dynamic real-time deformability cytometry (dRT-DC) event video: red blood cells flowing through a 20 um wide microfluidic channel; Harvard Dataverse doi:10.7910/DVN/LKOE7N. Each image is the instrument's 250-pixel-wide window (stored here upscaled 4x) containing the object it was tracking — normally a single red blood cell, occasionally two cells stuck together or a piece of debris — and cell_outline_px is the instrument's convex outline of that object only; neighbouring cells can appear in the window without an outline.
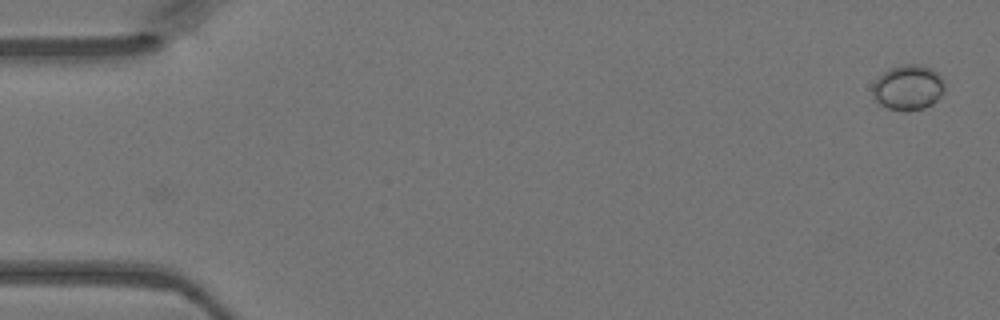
{"species": "Egyptian fruit bat (a non-hibernating species)", "species_latin": "Rousettus aegyptiacus", "temperature_condition": "warm", "stored_images_in_passage": 13, "camera_frame_rate_fps": 3000, "um_per_image_px": 0.085, "animal": {"sex": "female"}, "frame": {"image": 1, "passage_image": 1, "time_ms": 0.0, "image_size_px": [1000, 320], "cell_outline_px": [[944, 92], [932, 104], [924, 108], [908, 112], [904, 112], [888, 108], [880, 104], [876, 100], [872, 92], [872, 88], [876, 80], [888, 68], [904, 64], [916, 64], [928, 68], [936, 72], [944, 80]], "centroid_in_image_um": [77.19, 7.46], "position_along_channel_um": 7.8, "area_um2": 18.96}}
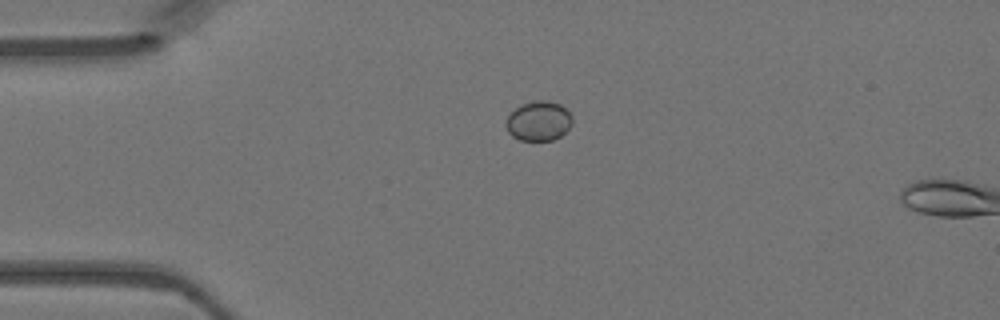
{"frame": {"image": 2, "passage_image": 11, "time_ms": 3.333, "image_size_px": [1000, 320], "cell_outline_px": [[572, 124], [560, 136], [552, 140], [520, 140], [512, 136], [508, 132], [504, 124], [508, 116], [520, 104], [536, 100], [548, 100], [560, 104], [572, 116]], "centroid_in_image_um": [45.76, 10.28], "position_along_channel_um": 39.2, "area_um2": 15.32}}